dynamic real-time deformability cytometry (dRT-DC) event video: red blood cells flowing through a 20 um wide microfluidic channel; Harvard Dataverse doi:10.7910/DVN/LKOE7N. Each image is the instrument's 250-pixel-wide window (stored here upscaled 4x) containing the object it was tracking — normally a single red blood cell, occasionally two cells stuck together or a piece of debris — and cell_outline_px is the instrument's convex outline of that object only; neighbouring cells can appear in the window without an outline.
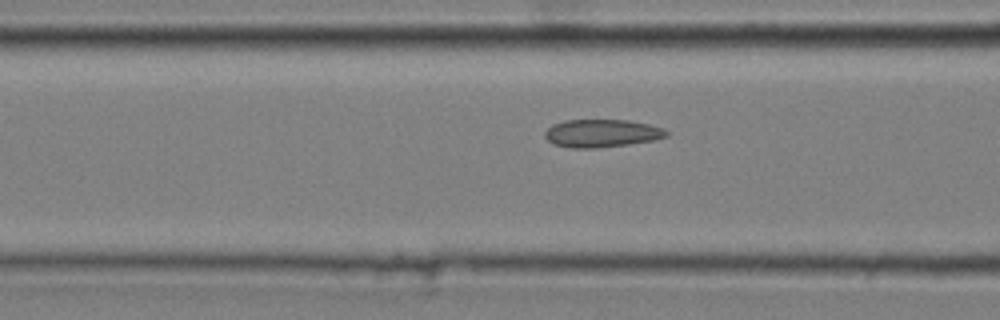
{"species": "common noctule bat (a hibernating species)", "species_latin": "Nyctalus noctula", "temperature_condition": "cold", "stored_images_in_passage": 15, "camera_frame_rate_fps": 3000, "um_per_image_px": 0.085, "animal": {"sex": "male", "body_mass_g": 20.4}, "frame": {"image": 1, "passage_image": 13, "time_ms": 4.0, "image_size_px": [1000, 320], "cell_outline_px": [[668, 136], [656, 140], [628, 144], [596, 148], [572, 148], [552, 144], [544, 136], [544, 132], [552, 124], [564, 120], [628, 120], [648, 124], [664, 128], [668, 132]], "centroid_in_image_um": [51.14, 11.33], "position_along_channel_um": 115.5, "area_um2": 19.88}}